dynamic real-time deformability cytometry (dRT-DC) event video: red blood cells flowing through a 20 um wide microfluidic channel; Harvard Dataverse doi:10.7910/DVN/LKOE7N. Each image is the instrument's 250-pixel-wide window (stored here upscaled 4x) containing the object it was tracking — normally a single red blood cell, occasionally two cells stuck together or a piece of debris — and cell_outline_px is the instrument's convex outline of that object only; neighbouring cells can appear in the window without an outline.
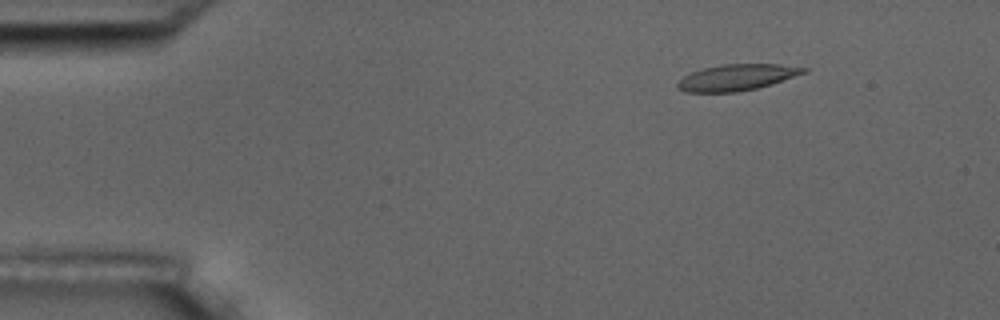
{"species": "common noctule bat (a hibernating species)", "species_latin": "Nyctalus noctula", "temperature_condition": "room temperature", "stored_images_in_passage": 5, "camera_frame_rate_fps": 3000, "um_per_image_px": 0.085, "animal": {"sex": "male", "body_mass_g": 17.5, "forearm_length_mm": 52.3}, "frame": {"image": 1, "passage_image": 3, "time_ms": 0.667, "image_size_px": [1000, 320], "cell_outline_px": [[808, 72], [772, 84], [756, 88], [736, 92], [684, 92], [676, 88], [676, 84], [684, 76], [692, 72], [704, 68], [724, 64], [780, 64], [808, 68]], "centroid_in_image_um": [62.64, 6.58], "position_along_channel_um": 22.4, "area_um2": 19.25}}